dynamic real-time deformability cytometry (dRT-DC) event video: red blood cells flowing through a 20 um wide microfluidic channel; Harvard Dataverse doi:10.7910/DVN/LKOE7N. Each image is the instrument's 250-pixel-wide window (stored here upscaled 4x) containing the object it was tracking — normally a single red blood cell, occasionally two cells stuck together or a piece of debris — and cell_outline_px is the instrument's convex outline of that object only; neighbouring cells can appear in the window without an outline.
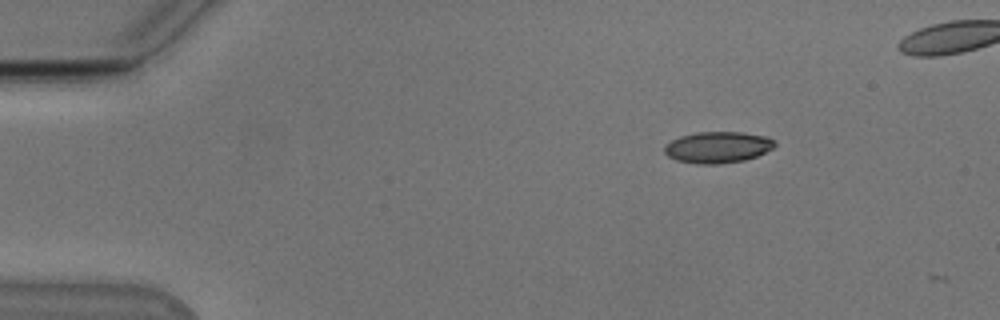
{"species": "Egyptian fruit bat (a non-hibernating species)", "species_latin": "Rousettus aegyptiacus", "temperature_condition": "cold", "stored_images_in_passage": 5, "camera_frame_rate_fps": 3000, "um_per_image_px": 0.085, "animal": {"sex": "male"}, "frame": {"image": 1, "passage_image": 1, "time_ms": 0.0, "image_size_px": [1000, 320], "cell_outline_px": [[776, 144], [772, 148], [756, 156], [744, 160], [720, 164], [696, 164], [676, 160], [668, 156], [664, 152], [664, 144], [680, 136], [696, 132], [744, 132], [768, 136], [776, 140]], "centroid_in_image_um": [61.0, 12.51], "position_along_channel_um": 24.0, "area_um2": 20.35}}